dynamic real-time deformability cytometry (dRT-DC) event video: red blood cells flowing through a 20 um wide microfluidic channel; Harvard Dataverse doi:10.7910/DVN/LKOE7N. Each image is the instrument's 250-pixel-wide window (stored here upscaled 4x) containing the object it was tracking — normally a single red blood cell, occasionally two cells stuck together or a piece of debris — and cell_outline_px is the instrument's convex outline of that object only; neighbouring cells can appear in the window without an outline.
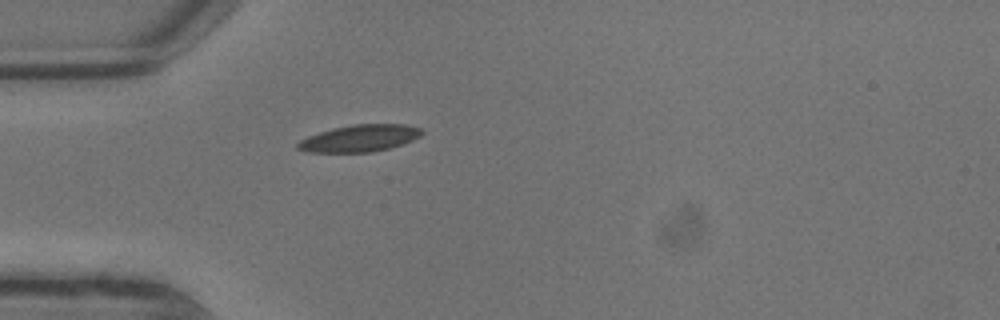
{"species": "common noctule bat (a hibernating species)", "species_latin": "Nyctalus noctula", "temperature_condition": "warm", "stored_images_in_passage": 1, "camera_frame_rate_fps": 3000, "um_per_image_px": 0.085, "animal": {"sex": "male", "body_mass_g": 13.3}, "frame": {"image": 1, "passage_image": 1, "time_ms": 0.0, "image_size_px": [1000, 320], "cell_outline_px": [[424, 132], [420, 136], [412, 140], [388, 148], [372, 152], [304, 152], [296, 148], [296, 144], [300, 140], [308, 136], [332, 128], [352, 124], [404, 124], [420, 128]], "centroid_in_image_um": [30.53, 11.75], "position_along_channel_um": 54.5, "area_um2": 19.42}}